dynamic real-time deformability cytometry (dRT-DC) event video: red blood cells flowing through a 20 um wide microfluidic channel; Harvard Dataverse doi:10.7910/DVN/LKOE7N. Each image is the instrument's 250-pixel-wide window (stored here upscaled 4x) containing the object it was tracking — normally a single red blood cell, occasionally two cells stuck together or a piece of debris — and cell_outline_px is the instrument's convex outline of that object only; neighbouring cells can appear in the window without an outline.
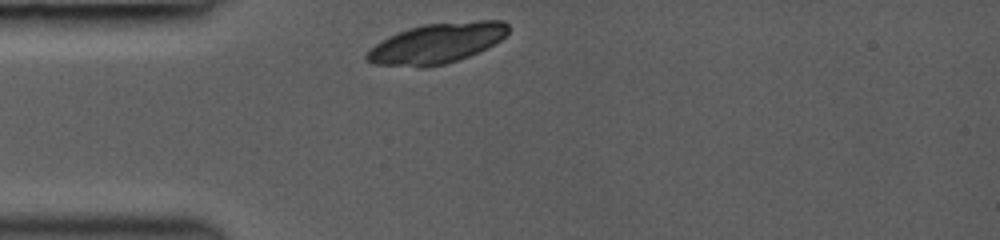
{"species": "common noctule bat (a hibernating species)", "species_latin": "Nyctalus noctula", "temperature_condition": "room temperature", "stored_images_in_passage": 29, "camera_frame_rate_fps": 3000, "um_per_image_px": 0.085, "animal": {"sex": "female", "body_mass_g": 19.0, "forearm_length_mm": 53.3}, "frame": {"image": 1, "passage_image": 1, "time_ms": 0.0, "image_size_px": [1000, 240], "cell_outline_px": [[508, 32], [500, 40], [468, 56], [444, 64], [424, 68], [420, 68], [376, 64], [364, 60], [364, 56], [376, 44], [388, 36], [408, 28], [424, 24], [476, 20], [504, 20], [508, 24]], "centroid_in_image_um": [37.1, 3.67], "position_along_channel_um": 47.9, "area_um2": 33.06}}
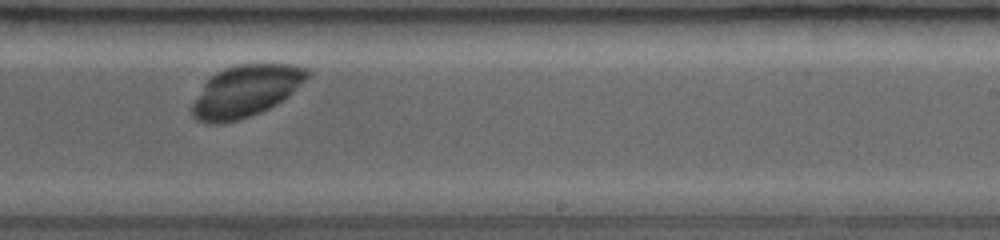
{"frame": {"image": 2, "passage_image": 18, "time_ms": 5.667, "image_size_px": [1000, 240], "cell_outline_px": [[312, 72], [288, 96], [276, 104], [260, 112], [236, 120], [220, 124], [204, 124], [196, 120], [192, 116], [192, 104], [204, 84], [216, 72], [224, 68], [236, 64], [292, 64], [308, 68]], "centroid_in_image_um": [20.87, 7.74], "position_along_channel_um": 268.1, "area_um2": 34.51}}